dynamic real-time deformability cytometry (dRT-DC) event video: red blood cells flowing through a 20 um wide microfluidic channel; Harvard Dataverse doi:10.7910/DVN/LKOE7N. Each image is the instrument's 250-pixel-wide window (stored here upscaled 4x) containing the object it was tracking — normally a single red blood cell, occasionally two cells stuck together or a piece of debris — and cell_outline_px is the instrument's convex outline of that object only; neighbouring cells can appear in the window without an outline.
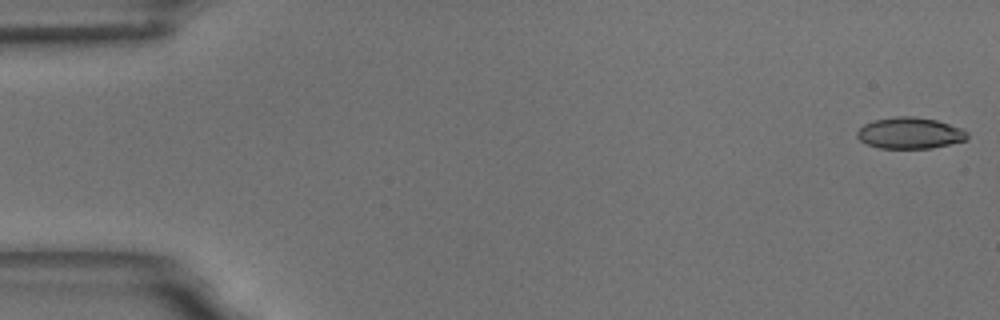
{"species": "common noctule bat (a hibernating species)", "species_latin": "Nyctalus noctula", "temperature_condition": "room temperature", "stored_images_in_passage": 13, "camera_frame_rate_fps": 3000, "um_per_image_px": 0.085, "animal": {"sex": "male", "body_mass_g": 18.8}, "frame": {"image": 1, "passage_image": 1, "time_ms": 0.0, "image_size_px": [1000, 320], "cell_outline_px": [[968, 136], [964, 140], [932, 148], [880, 148], [868, 144], [860, 140], [856, 136], [856, 132], [864, 124], [876, 120], [896, 116], [912, 116], [936, 120], [964, 128], [968, 132]], "centroid_in_image_um": [77.35, 11.3], "position_along_channel_um": 7.7, "area_um2": 20.0}}
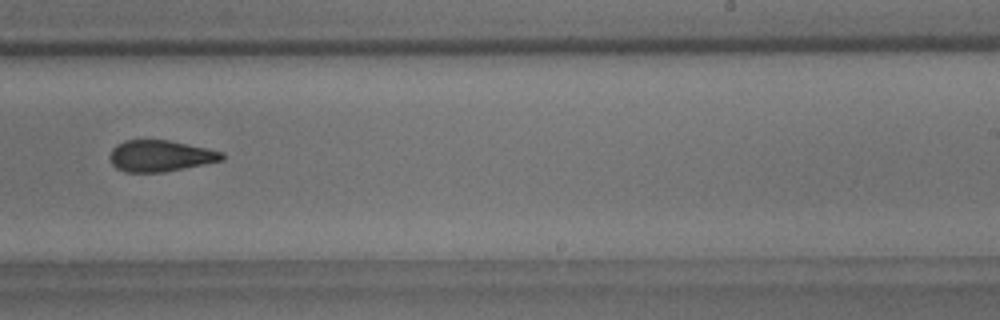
{"frame": {"image": 2, "passage_image": 10, "time_ms": 11.333, "image_size_px": [1000, 320], "cell_outline_px": [[224, 160], [164, 172], [124, 172], [116, 168], [112, 164], [108, 156], [112, 148], [116, 144], [124, 140], [168, 140], [208, 148], [224, 152]], "centroid_in_image_um": [13.61, 13.25], "position_along_channel_um": 275.4, "area_um2": 20.63}}
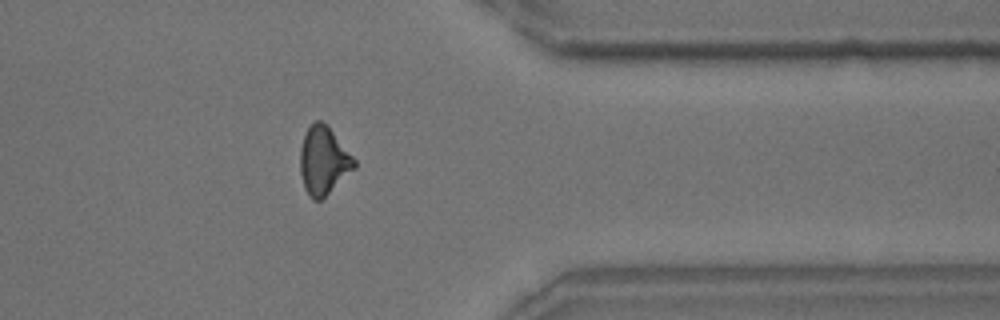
{"frame": {"image": 3, "passage_image": 13, "time_ms": 14.667, "image_size_px": [1000, 320], "cell_outline_px": [[356, 168], [320, 200], [312, 200], [308, 196], [304, 188], [300, 172], [300, 148], [304, 136], [308, 128], [316, 120], [320, 120], [328, 124], [356, 160]], "centroid_in_image_um": [27.5, 13.65], "position_along_channel_um": 383.9, "area_um2": 21.56}, "authors_computed_cell_mechanics": {"area_um2": 21.386, "velocity_mm_per_s": 3.6183, "shape_relaxation_time_tau1_ms": null, "shape_relaxation_time_tau2_ms": 2.8932, "deformation_change_tau1": null, "deformation_change_tau2": 0.0952}}